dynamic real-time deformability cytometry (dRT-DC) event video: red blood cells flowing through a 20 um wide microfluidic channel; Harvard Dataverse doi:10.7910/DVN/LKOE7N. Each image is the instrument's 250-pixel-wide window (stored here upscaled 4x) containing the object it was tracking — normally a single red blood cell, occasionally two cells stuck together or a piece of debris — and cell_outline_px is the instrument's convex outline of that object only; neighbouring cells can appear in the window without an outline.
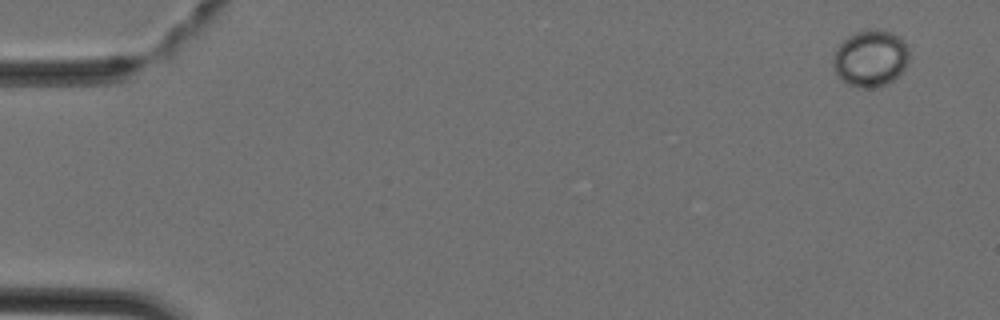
{"species": "Egyptian fruit bat (a non-hibernating species)", "species_latin": "Rousettus aegyptiacus", "temperature_condition": "cold", "stored_images_in_passage": 2, "camera_frame_rate_fps": 3000, "um_per_image_px": 0.085, "animal": {"sex": "female"}, "frame": {"image": 1, "passage_image": 1, "time_ms": 0.0, "image_size_px": [1000, 320], "cell_outline_px": [[908, 60], [904, 68], [892, 80], [884, 84], [872, 88], [864, 88], [848, 84], [840, 80], [832, 64], [836, 48], [848, 36], [856, 32], [892, 32], [900, 36], [908, 44]], "centroid_in_image_um": [73.99, 4.98], "position_along_channel_um": 11.0, "area_um2": 24.57}}